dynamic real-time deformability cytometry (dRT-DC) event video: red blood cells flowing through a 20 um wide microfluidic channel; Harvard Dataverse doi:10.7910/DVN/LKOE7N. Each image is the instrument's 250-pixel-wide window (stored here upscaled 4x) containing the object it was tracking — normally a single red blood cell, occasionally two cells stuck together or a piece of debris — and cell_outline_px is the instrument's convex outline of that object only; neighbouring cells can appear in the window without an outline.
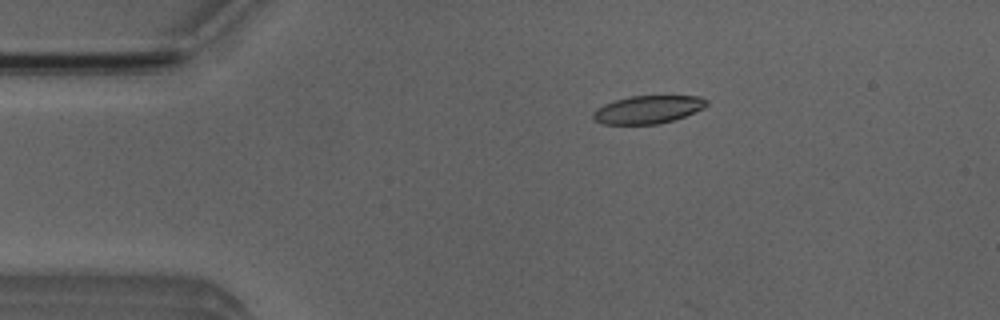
{"species": "Egyptian fruit bat (a non-hibernating species)", "species_latin": "Rousettus aegyptiacus", "temperature_condition": "room temperature", "stored_images_in_passage": 12, "camera_frame_rate_fps": 3000, "um_per_image_px": 0.085, "animal": {"sex": "male"}, "frame": {"image": 1, "passage_image": 10, "time_ms": 3.0, "image_size_px": [1000, 320], "cell_outline_px": [[708, 104], [704, 108], [684, 116], [672, 120], [656, 124], [604, 124], [596, 120], [592, 116], [592, 112], [596, 108], [604, 104], [628, 96], [700, 96], [708, 100]], "centroid_in_image_um": [55.07, 9.3], "position_along_channel_um": 29.9, "area_um2": 18.38}}